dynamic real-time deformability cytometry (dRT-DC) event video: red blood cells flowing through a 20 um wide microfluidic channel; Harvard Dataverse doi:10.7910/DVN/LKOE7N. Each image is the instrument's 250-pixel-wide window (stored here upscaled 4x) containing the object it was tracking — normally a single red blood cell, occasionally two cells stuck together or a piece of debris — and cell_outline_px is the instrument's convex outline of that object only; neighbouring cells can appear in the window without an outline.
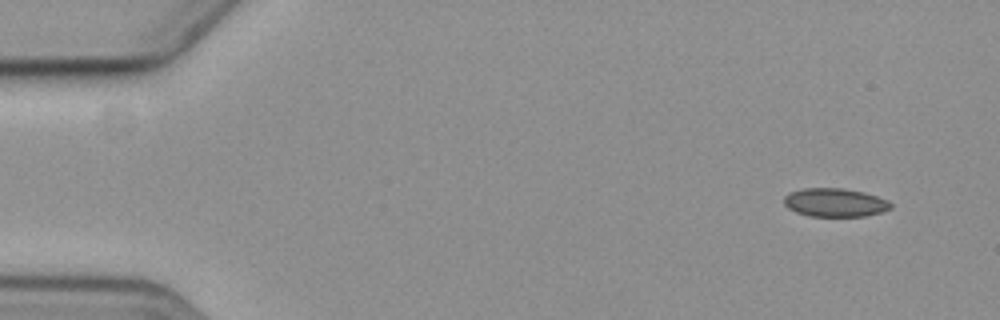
{"species": "common noctule bat (a hibernating species)", "species_latin": "Nyctalus noctula", "temperature_condition": "cold", "stored_images_in_passage": 5, "camera_frame_rate_fps": 3000, "um_per_image_px": 0.085, "animal": {"sex": "female", "body_mass_g": 19.3, "forearm_length_mm": 54.1}, "frame": {"image": 1, "passage_image": 1, "time_ms": 0.0, "image_size_px": [1000, 320], "cell_outline_px": [[892, 208], [880, 212], [864, 216], [808, 216], [796, 212], [788, 208], [784, 204], [784, 196], [788, 192], [804, 188], [844, 188], [864, 192], [888, 200], [892, 204]], "centroid_in_image_um": [70.95, 17.21], "position_along_channel_um": 14.1, "area_um2": 17.8}}
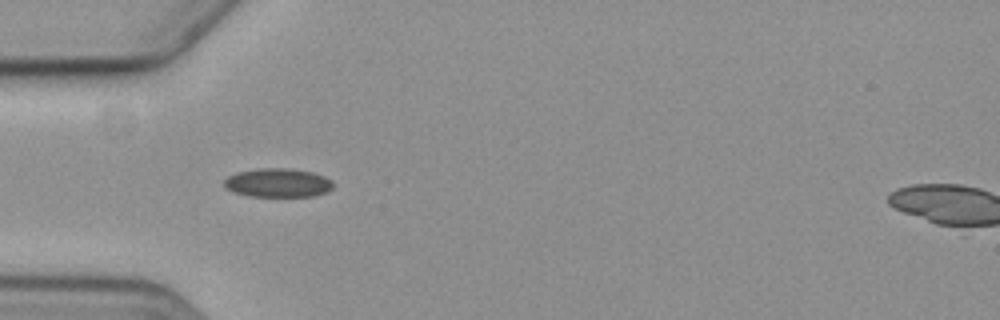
{"frame": {"image": 2, "passage_image": 4, "time_ms": 4.667, "image_size_px": [1000, 320], "cell_outline_px": [[332, 188], [328, 192], [316, 196], [248, 196], [224, 188], [224, 180], [228, 176], [236, 172], [256, 168], [288, 168], [312, 172], [324, 176], [332, 180]], "centroid_in_image_um": [23.62, 15.53], "position_along_channel_um": 61.4, "area_um2": 18.44}}
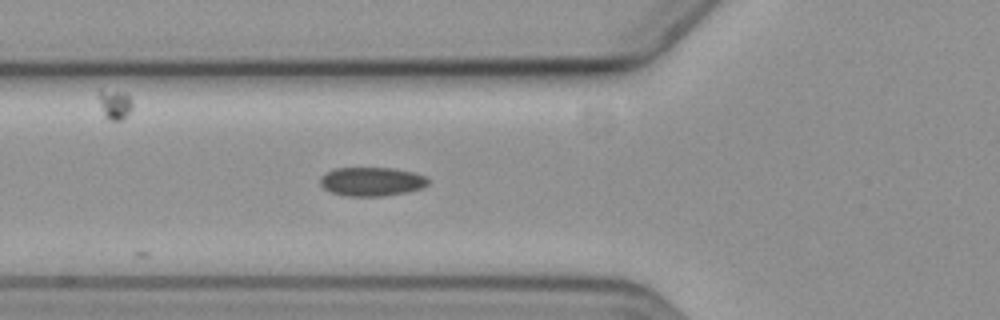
{"frame": {"image": 3, "passage_image": 5, "time_ms": 5.667, "image_size_px": [1000, 320], "cell_outline_px": [[428, 184], [420, 188], [408, 192], [380, 196], [348, 196], [332, 192], [324, 188], [320, 184], [320, 176], [336, 168], [392, 168], [412, 172], [424, 176], [428, 180]], "centroid_in_image_um": [31.57, 15.43], "position_along_channel_um": 94.2, "area_um2": 17.92}}